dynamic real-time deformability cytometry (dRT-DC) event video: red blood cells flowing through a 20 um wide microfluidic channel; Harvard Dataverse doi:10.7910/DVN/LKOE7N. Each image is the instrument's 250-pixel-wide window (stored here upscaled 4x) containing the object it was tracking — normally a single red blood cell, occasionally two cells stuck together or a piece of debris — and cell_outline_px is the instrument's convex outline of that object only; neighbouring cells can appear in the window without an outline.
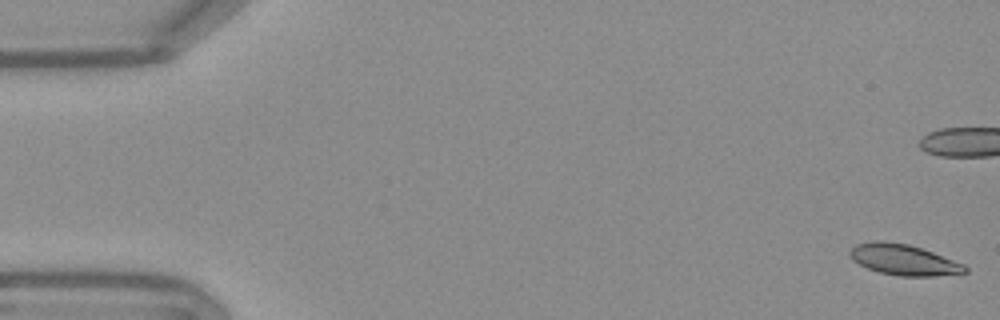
{"species": "Egyptian fruit bat (a non-hibernating species)", "species_latin": "Rousettus aegyptiacus", "temperature_condition": "warm", "stored_images_in_passage": 54, "camera_frame_rate_fps": 3000, "um_per_image_px": 0.085, "frame": {"image": 1, "passage_image": 1, "time_ms": 0.0, "image_size_px": [1000, 320], "cell_outline_px": [[968, 272], [932, 276], [900, 276], [880, 272], [868, 268], [852, 260], [848, 252], [856, 244], [872, 240], [880, 240], [908, 244], [932, 252], [964, 264], [968, 268]], "centroid_in_image_um": [76.78, 22.07], "position_along_channel_um": 8.2, "area_um2": 20.52}}
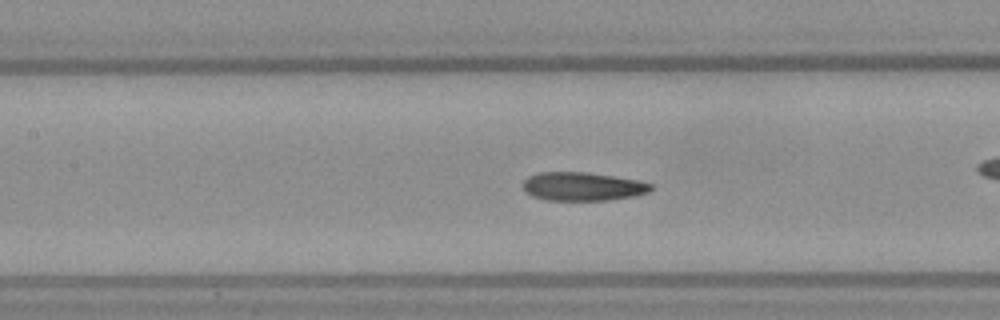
{"frame": {"image": 2, "passage_image": 24, "time_ms": 7.667, "image_size_px": [1000, 320], "cell_outline_px": [[656, 188], [648, 192], [632, 196], [608, 200], [548, 200], [532, 196], [524, 188], [524, 180], [528, 176], [540, 172], [588, 172], [640, 180], [652, 184]], "centroid_in_image_um": [49.57, 15.84], "position_along_channel_um": 157.8, "area_um2": 21.27}}
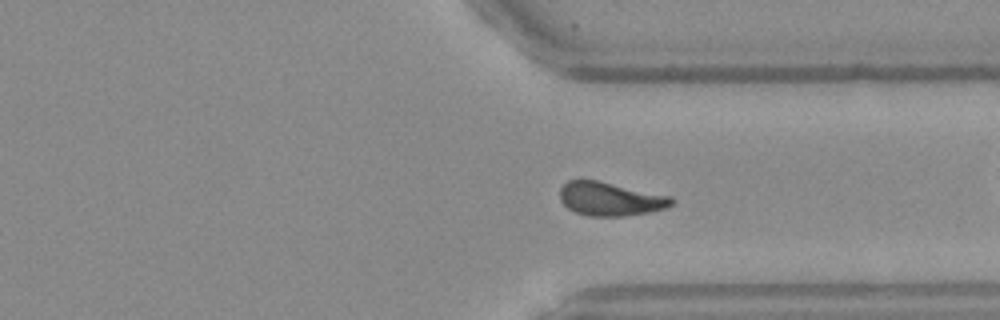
{"frame": {"image": 3, "passage_image": 40, "time_ms": 13.0, "image_size_px": [1000, 320], "cell_outline_px": [[672, 204], [664, 208], [648, 212], [624, 216], [588, 216], [576, 212], [568, 208], [560, 200], [560, 188], [568, 180], [596, 180], [672, 196]], "centroid_in_image_um": [51.85, 16.91], "position_along_channel_um": 359.6, "area_um2": 21.68}, "authors_computed_cell_mechanics": {"area_um2": 21.3571, "velocity_mm_per_s": 3.7876, "shape_relaxation_time_tau1_ms": 5.646, "shape_relaxation_time_tau2_ms": 1.8177, "deformation_change_tau1": 0.1587, "deformation_change_tau2": 0.0858}}